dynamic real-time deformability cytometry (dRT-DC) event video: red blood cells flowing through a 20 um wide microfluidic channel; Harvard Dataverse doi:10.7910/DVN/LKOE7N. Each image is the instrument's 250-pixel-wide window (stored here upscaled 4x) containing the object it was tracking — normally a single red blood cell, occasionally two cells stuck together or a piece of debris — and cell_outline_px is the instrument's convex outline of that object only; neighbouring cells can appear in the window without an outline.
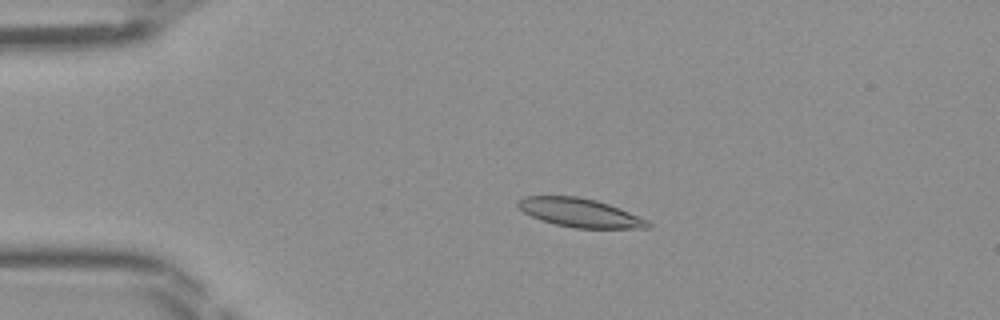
{"species": "Egyptian fruit bat (a non-hibernating species)", "species_latin": "Rousettus aegyptiacus", "temperature_condition": "room temperature", "stored_images_in_passage": 48, "camera_frame_rate_fps": 3000, "um_per_image_px": 0.085, "frame": {"image": 1, "passage_image": 11, "time_ms": 3.333, "image_size_px": [1000, 320], "cell_outline_px": [[652, 224], [648, 228], [576, 228], [556, 224], [540, 220], [524, 212], [516, 204], [516, 200], [524, 196], [576, 196], [596, 200], [620, 208], [648, 220]], "centroid_in_image_um": [49.28, 18.08], "position_along_channel_um": 35.7, "area_um2": 21.68}}
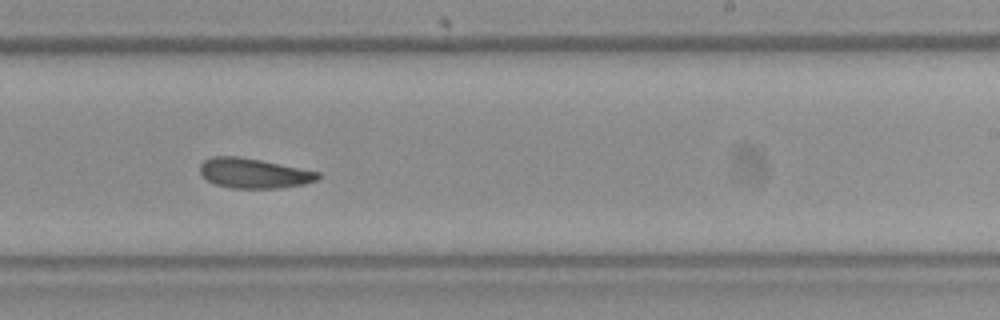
{"frame": {"image": 2, "passage_image": 30, "time_ms": 9.667, "image_size_px": [1000, 320], "cell_outline_px": [[320, 176], [316, 180], [304, 184], [276, 188], [232, 188], [216, 184], [200, 176], [200, 164], [204, 160], [212, 156], [240, 156], [320, 172]], "centroid_in_image_um": [21.53, 14.72], "position_along_channel_um": 267.5, "area_um2": 20.46}}
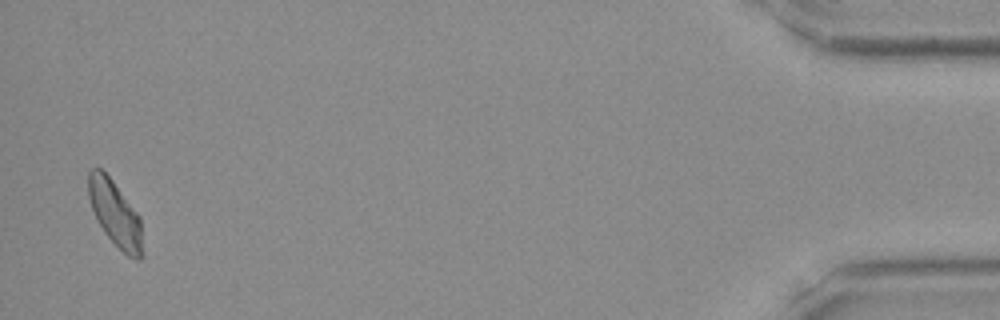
{"frame": {"image": 3, "passage_image": 47, "time_ms": 15.333, "image_size_px": [1000, 320], "cell_outline_px": [[144, 256], [140, 260], [136, 260], [128, 256], [104, 232], [96, 220], [88, 196], [88, 172], [92, 168], [100, 168], [112, 180], [140, 216]], "centroid_in_image_um": [9.8, 18.19], "position_along_channel_um": 425.4, "area_um2": 20.69}}